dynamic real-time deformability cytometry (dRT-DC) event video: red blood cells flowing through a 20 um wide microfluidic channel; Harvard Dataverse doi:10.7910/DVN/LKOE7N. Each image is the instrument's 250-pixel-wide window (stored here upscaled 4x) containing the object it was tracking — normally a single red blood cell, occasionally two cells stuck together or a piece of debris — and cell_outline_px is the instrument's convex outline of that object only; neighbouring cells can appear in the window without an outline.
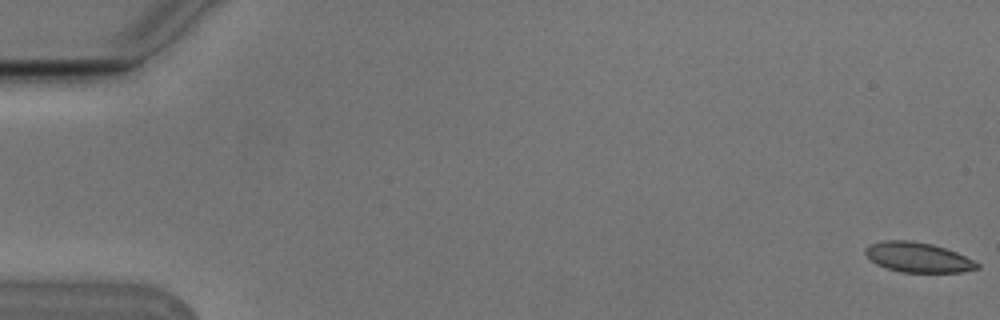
{"species": "Egyptian fruit bat (a non-hibernating species)", "species_latin": "Rousettus aegyptiacus", "temperature_condition": "cold", "stored_images_in_passage": 8, "camera_frame_rate_fps": 3000, "um_per_image_px": 0.085, "animal": {"sex": "male"}, "frame": {"image": 1, "passage_image": 1, "time_ms": 0.0, "image_size_px": [1000, 320], "cell_outline_px": [[980, 268], [960, 272], [900, 272], [876, 264], [864, 252], [864, 248], [868, 244], [884, 240], [912, 240], [932, 244], [956, 252], [980, 264]], "centroid_in_image_um": [78.0, 21.86], "position_along_channel_um": 7.0, "area_um2": 19.42}}
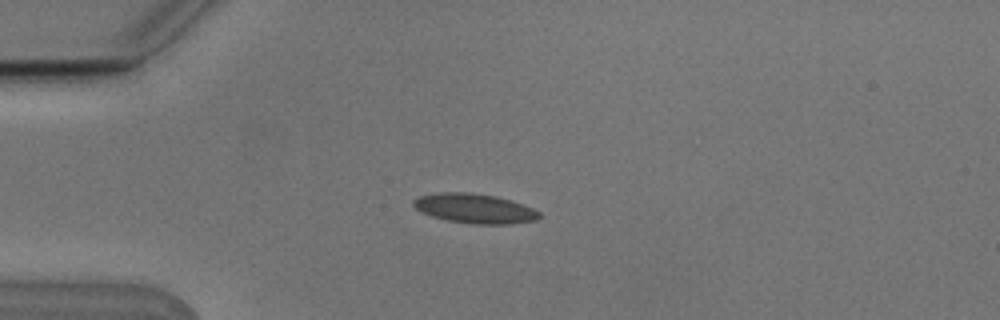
{"frame": {"image": 2, "passage_image": 5, "time_ms": 1.333, "image_size_px": [1000, 320], "cell_outline_px": [[540, 216], [536, 220], [512, 224], [472, 224], [444, 220], [420, 212], [412, 204], [412, 200], [420, 196], [440, 192], [472, 192], [496, 196], [512, 200], [532, 208], [540, 212]], "centroid_in_image_um": [40.33, 17.72], "position_along_channel_um": 44.7, "area_um2": 21.91}}
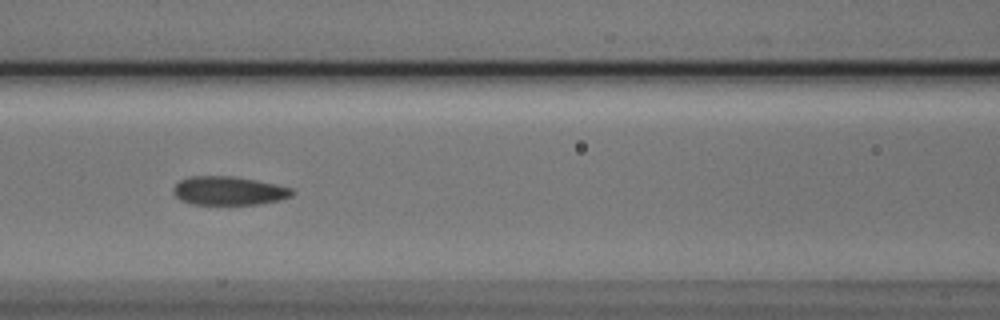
{"frame": {"image": 3, "passage_image": 8, "time_ms": 2.333, "image_size_px": [1000, 320], "cell_outline_px": [[296, 192], [292, 196], [280, 200], [260, 204], [192, 204], [180, 200], [172, 192], [172, 188], [180, 180], [188, 176], [232, 176], [256, 180], [276, 184], [292, 188]], "centroid_in_image_um": [19.45, 16.21], "position_along_channel_um": 147.2, "area_um2": 20.0}}